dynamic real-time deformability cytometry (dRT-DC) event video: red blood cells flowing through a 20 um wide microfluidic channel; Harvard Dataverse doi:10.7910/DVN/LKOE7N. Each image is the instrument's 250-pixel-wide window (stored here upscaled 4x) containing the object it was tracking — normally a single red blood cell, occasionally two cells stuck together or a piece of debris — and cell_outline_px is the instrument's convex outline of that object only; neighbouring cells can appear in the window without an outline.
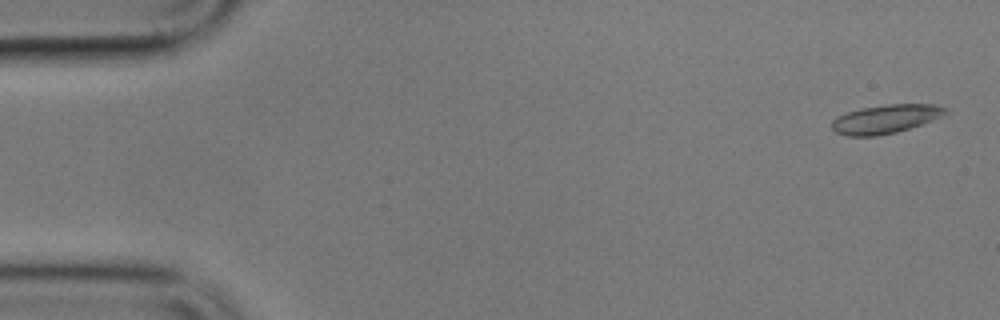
{"species": "common noctule bat (a hibernating species)", "species_latin": "Nyctalus noctula", "temperature_condition": "cold", "stored_images_in_passage": 6, "camera_frame_rate_fps": 3000, "um_per_image_px": 0.085, "animal": {"sex": "male", "body_mass_g": 17.9}, "frame": {"image": 1, "passage_image": 1, "time_ms": 0.0, "image_size_px": [1000, 320], "cell_outline_px": [[948, 112], [940, 116], [920, 124], [896, 132], [876, 136], [848, 136], [836, 132], [832, 128], [832, 120], [836, 116], [848, 112], [864, 108], [888, 104], [936, 104], [948, 108]], "centroid_in_image_um": [75.26, 10.11], "position_along_channel_um": 9.7, "area_um2": 18.73}}